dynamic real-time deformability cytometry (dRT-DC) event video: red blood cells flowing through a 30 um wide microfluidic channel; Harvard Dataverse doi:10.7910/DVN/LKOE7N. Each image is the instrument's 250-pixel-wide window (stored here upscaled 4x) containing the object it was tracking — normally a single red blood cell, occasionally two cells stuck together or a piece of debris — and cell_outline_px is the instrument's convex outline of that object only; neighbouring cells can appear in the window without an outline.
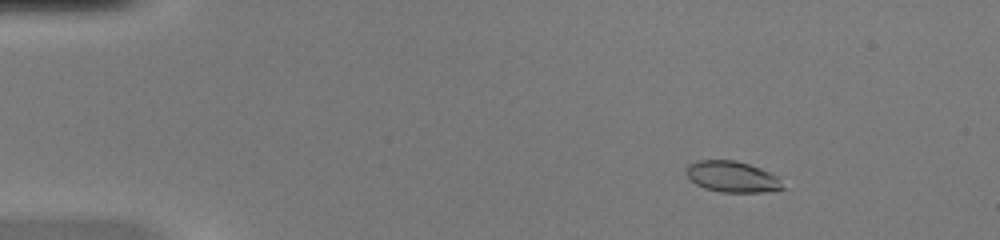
{"species": "common noctule bat (a hibernating species)", "species_latin": "Nyctalus noctula", "temperature_condition": "warm", "stored_images_in_passage": 44, "camera_frame_rate_fps": 3000, "um_per_image_px": 0.085, "animal": {"sex": "female", "body_mass_g": 20.0, "forearm_length_mm": 54.0}, "frame": {"image": 1, "passage_image": 1, "time_ms": 0.0, "image_size_px": [1000, 240], "cell_outline_px": [[784, 188], [764, 192], [720, 192], [704, 188], [696, 184], [684, 172], [688, 164], [696, 160], [736, 160], [760, 168], [780, 176]], "centroid_in_image_um": [62.24, 15.01], "position_along_channel_um": 22.8, "area_um2": 17.63}}
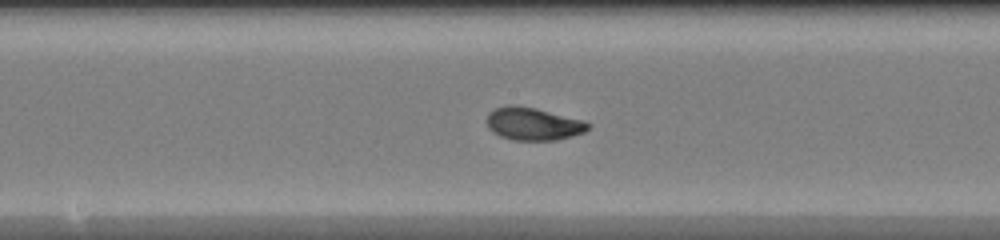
{"frame": {"image": 2, "passage_image": 21, "time_ms": 6.667, "image_size_px": [1000, 240], "cell_outline_px": [[592, 124], [584, 132], [572, 136], [556, 140], [512, 140], [500, 136], [492, 132], [488, 128], [488, 112], [496, 108], [508, 104], [512, 104], [536, 108], [584, 120]], "centroid_in_image_um": [45.32, 10.52], "position_along_channel_um": 202.9, "area_um2": 19.42}}
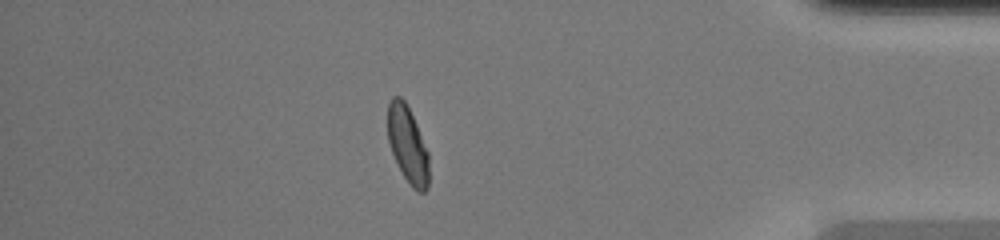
{"frame": {"image": 3, "passage_image": 38, "time_ms": 12.333, "image_size_px": [1000, 240], "cell_outline_px": [[428, 188], [424, 192], [416, 192], [412, 188], [404, 176], [392, 152], [388, 140], [388, 104], [392, 96], [400, 96], [404, 100], [416, 124], [428, 152]], "centroid_in_image_um": [34.65, 12.3], "position_along_channel_um": 400.5, "area_um2": 18.09}, "authors_computed_cell_mechanics": {"area_um2": 18.8717, "velocity_mm_per_s": 4.1145, "shape_relaxation_time_tau1_ms": 2.4975, "shape_relaxation_time_tau2_ms": 0.7884, "deformation_change_tau1": 0.175, "deformation_change_tau2": 0.0556}}